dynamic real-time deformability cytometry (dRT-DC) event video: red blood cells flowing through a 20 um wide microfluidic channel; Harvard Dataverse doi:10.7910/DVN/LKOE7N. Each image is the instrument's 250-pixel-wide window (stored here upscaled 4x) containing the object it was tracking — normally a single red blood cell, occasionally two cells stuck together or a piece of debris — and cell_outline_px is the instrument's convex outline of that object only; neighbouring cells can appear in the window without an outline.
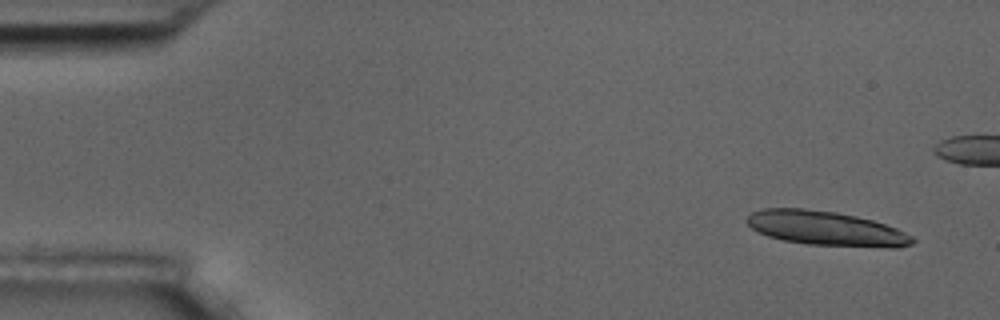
{"species": "common noctule bat (a hibernating species)", "species_latin": "Nyctalus noctula", "temperature_condition": "room temperature", "stored_images_in_passage": 5, "camera_frame_rate_fps": 3000, "um_per_image_px": 0.085, "animal": {"sex": "male", "body_mass_g": 17.5, "forearm_length_mm": 52.3}, "frame": {"image": 1, "passage_image": 1, "time_ms": 0.0, "image_size_px": [1000, 320], "cell_outline_px": [[916, 240], [912, 244], [896, 248], [888, 248], [808, 244], [784, 240], [768, 236], [752, 228], [744, 220], [752, 212], [764, 208], [804, 208], [836, 212], [856, 216], [872, 220], [896, 228], [912, 236]], "centroid_in_image_um": [70.23, 19.41], "position_along_channel_um": 14.8, "area_um2": 33.18}}